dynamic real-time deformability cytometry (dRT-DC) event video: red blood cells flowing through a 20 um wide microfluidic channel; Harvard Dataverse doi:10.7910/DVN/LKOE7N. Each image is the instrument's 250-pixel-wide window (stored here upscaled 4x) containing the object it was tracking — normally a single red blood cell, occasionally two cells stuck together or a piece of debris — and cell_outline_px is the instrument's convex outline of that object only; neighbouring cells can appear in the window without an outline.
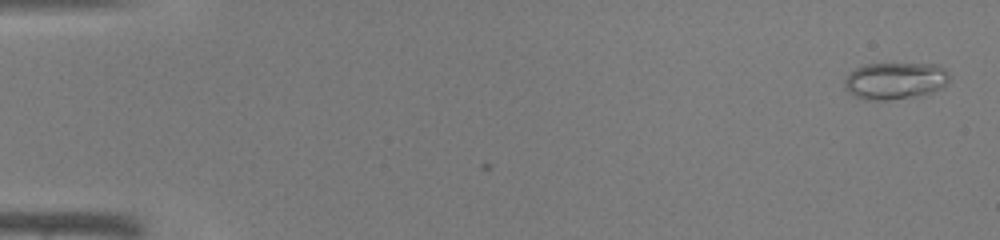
{"species": "common noctule bat (a hibernating species)", "species_latin": "Nyctalus noctula", "temperature_condition": "warm", "stored_images_in_passage": 2, "camera_frame_rate_fps": 3000, "um_per_image_px": 0.085, "animal": {"sex": "male", "body_mass_g": 19.0, "forearm_length_mm": 50.8}, "frame": {"image": 1, "passage_image": 2, "time_ms": 0.333, "image_size_px": [1000, 240], "cell_outline_px": [[952, 76], [940, 88], [916, 96], [888, 100], [864, 100], [848, 92], [844, 88], [844, 80], [848, 72], [864, 64], [940, 64]], "centroid_in_image_um": [76.05, 6.85], "position_along_channel_um": 9.0, "area_um2": 22.66}}